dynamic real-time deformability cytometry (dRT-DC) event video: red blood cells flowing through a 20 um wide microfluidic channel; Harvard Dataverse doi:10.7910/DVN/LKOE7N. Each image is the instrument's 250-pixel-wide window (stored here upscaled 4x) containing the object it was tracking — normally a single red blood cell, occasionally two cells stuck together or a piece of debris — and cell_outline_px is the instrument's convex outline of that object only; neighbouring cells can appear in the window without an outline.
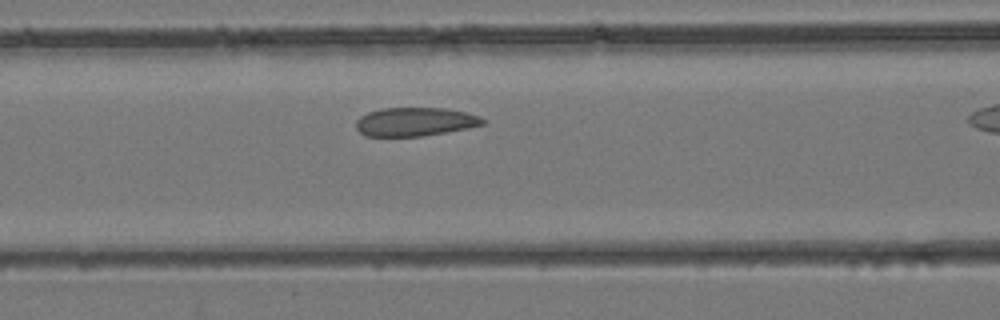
{"species": "common noctule bat (a hibernating species)", "species_latin": "Nyctalus noctula", "temperature_condition": "room temperature", "stored_images_in_passage": 14, "camera_frame_rate_fps": 3000, "um_per_image_px": 0.085, "animal": {"sex": "female", "body_mass_g": 24.6, "forearm_length_mm": 56.2}, "frame": {"image": 1, "passage_image": 8, "time_ms": 2.333, "image_size_px": [1000, 320], "cell_outline_px": [[488, 120], [484, 124], [468, 128], [424, 136], [364, 136], [356, 128], [356, 120], [360, 116], [368, 112], [380, 108], [448, 108], [480, 116]], "centroid_in_image_um": [35.29, 10.35], "position_along_channel_um": 131.3, "area_um2": 21.33}}
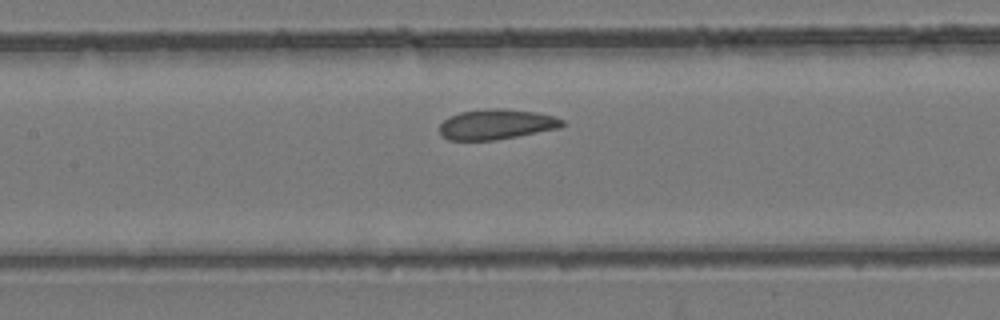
{"frame": {"image": 2, "passage_image": 10, "time_ms": 3.0, "image_size_px": [1000, 320], "cell_outline_px": [[568, 124], [560, 128], [496, 140], [448, 140], [440, 132], [440, 124], [448, 116], [460, 112], [484, 108], [500, 108], [536, 112], [552, 116], [564, 120]], "centroid_in_image_um": [42.21, 10.56], "position_along_channel_um": 165.2, "area_um2": 21.73}}
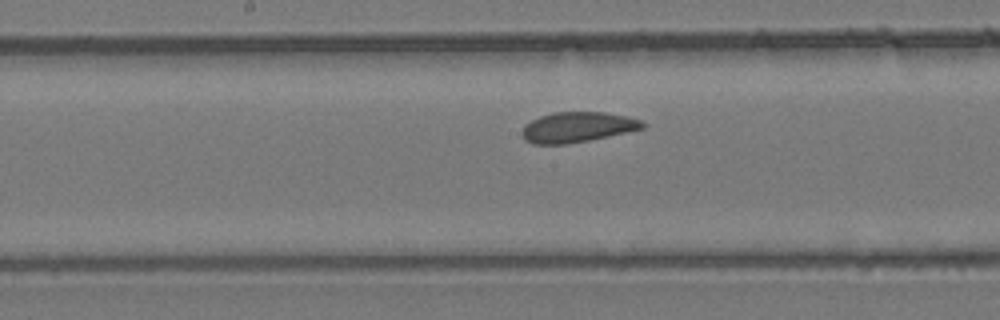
{"frame": {"image": 3, "passage_image": 12, "time_ms": 3.667, "image_size_px": [1000, 320], "cell_outline_px": [[644, 128], [608, 136], [568, 144], [532, 144], [524, 140], [520, 132], [524, 124], [540, 116], [556, 112], [604, 112], [628, 116], [640, 120], [644, 124]], "centroid_in_image_um": [49.02, 10.81], "position_along_channel_um": 199.2, "area_um2": 21.27}}